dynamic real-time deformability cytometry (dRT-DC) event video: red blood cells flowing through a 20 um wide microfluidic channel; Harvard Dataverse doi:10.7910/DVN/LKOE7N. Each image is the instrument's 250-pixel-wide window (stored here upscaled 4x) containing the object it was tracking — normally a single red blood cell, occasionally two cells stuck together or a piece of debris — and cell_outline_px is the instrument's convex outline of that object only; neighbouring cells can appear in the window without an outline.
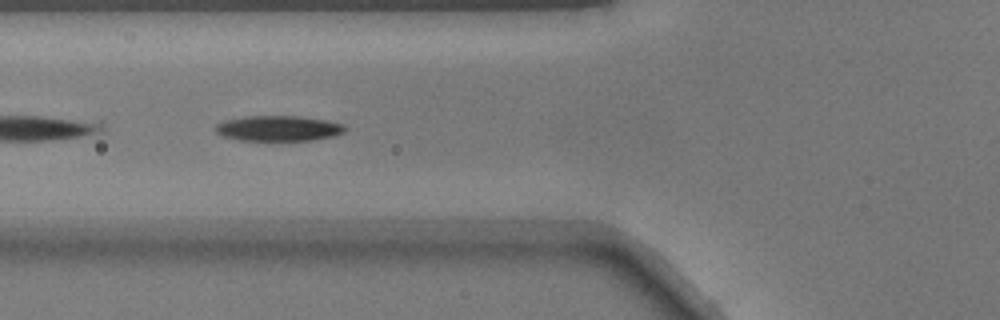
{"species": "common noctule bat (a hibernating species)", "species_latin": "Nyctalus noctula", "temperature_condition": "warm", "stored_images_in_passage": 25, "camera_frame_rate_fps": 3000, "um_per_image_px": 0.085, "animal": {"sex": "male", "body_mass_g": 17.9}, "frame": {"image": 1, "passage_image": 5, "time_ms": 1.333, "image_size_px": [1000, 320], "cell_outline_px": [[348, 128], [344, 132], [336, 136], [312, 140], [240, 140], [224, 136], [216, 132], [216, 124], [224, 120], [244, 116], [296, 116], [324, 120], [344, 124]], "centroid_in_image_um": [23.69, 10.91], "position_along_channel_um": 102.1, "area_um2": 19.13}}
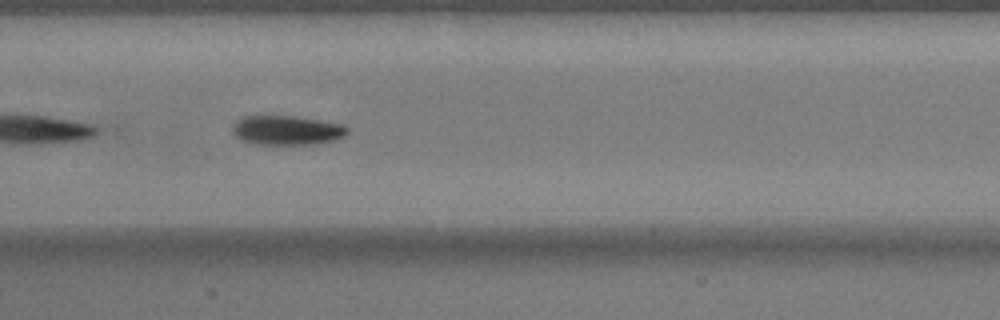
{"frame": {"image": 2, "passage_image": 11, "time_ms": 3.333, "image_size_px": [1000, 320], "cell_outline_px": [[348, 132], [344, 136], [332, 140], [316, 144], [256, 144], [240, 140], [232, 132], [232, 128], [236, 120], [244, 116], [296, 116], [344, 124], [348, 128]], "centroid_in_image_um": [24.37, 11.06], "position_along_channel_um": 183.0, "area_um2": 19.71}}